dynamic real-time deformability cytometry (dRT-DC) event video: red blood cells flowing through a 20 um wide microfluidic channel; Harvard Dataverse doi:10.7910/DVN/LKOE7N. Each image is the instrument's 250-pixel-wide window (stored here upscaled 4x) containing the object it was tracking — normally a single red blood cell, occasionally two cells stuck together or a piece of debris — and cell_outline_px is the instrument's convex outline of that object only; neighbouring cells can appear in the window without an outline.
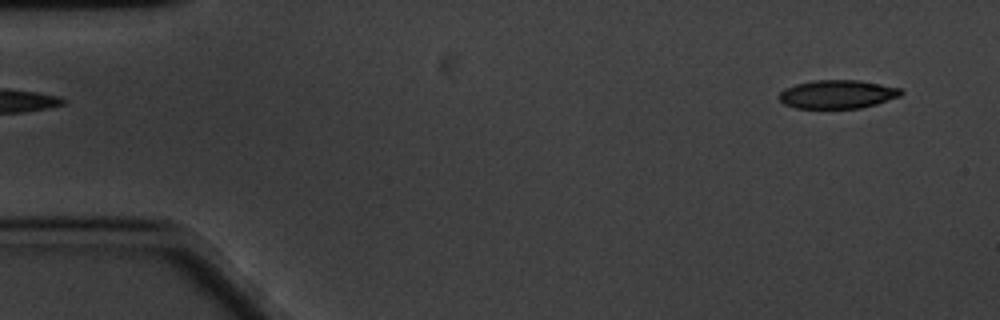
{"species": "common noctule bat (a hibernating species)", "species_latin": "Nyctalus noctula", "temperature_condition": "cold", "stored_images_in_passage": 55, "camera_frame_rate_fps": 3000, "um_per_image_px": 0.085, "animal": {"sex": "male", "body_mass_g": 20.1, "forearm_length_mm": 53.5}, "frame": {"image": 1, "passage_image": 1, "time_ms": 0.0, "image_size_px": [1000, 320], "cell_outline_px": [[904, 92], [900, 96], [876, 104], [860, 108], [796, 108], [784, 104], [776, 96], [784, 88], [796, 84], [812, 80], [860, 80], [900, 88]], "centroid_in_image_um": [71.15, 8.01], "position_along_channel_um": 13.8, "area_um2": 20.35}}
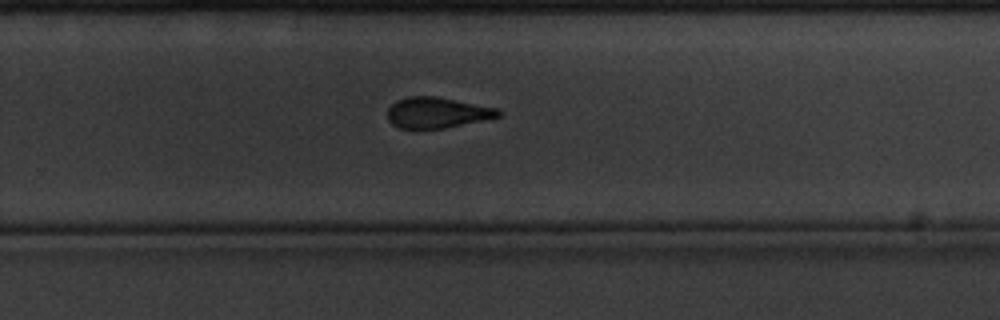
{"frame": {"image": 2, "passage_image": 35, "time_ms": 11.333, "image_size_px": [1000, 320], "cell_outline_px": [[500, 116], [484, 120], [444, 128], [400, 128], [392, 124], [388, 120], [388, 108], [396, 100], [408, 96], [436, 96], [496, 108], [500, 112]], "centroid_in_image_um": [37.11, 9.57], "position_along_channel_um": 292.7, "area_um2": 19.65}}
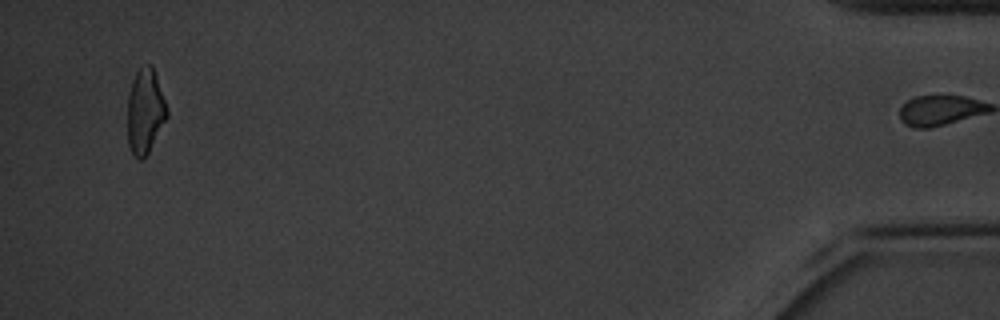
{"frame": {"image": 3, "passage_image": 54, "time_ms": 17.667, "image_size_px": [1000, 320], "cell_outline_px": [[168, 116], [144, 160], [140, 160], [132, 152], [128, 144], [128, 96], [132, 80], [140, 64], [152, 64], [168, 112]], "centroid_in_image_um": [12.32, 9.44], "position_along_channel_um": 422.9, "area_um2": 19.42}, "authors_computed_cell_mechanics": {"area_um2": 21.2126, "velocity_mm_per_s": 3.3577, "shape_relaxation_time_tau1_ms": 5.4087, "shape_relaxation_time_tau2_ms": 2.7688, "deformation_change_tau1": 0.1494, "deformation_change_tau2": 0.0987}}